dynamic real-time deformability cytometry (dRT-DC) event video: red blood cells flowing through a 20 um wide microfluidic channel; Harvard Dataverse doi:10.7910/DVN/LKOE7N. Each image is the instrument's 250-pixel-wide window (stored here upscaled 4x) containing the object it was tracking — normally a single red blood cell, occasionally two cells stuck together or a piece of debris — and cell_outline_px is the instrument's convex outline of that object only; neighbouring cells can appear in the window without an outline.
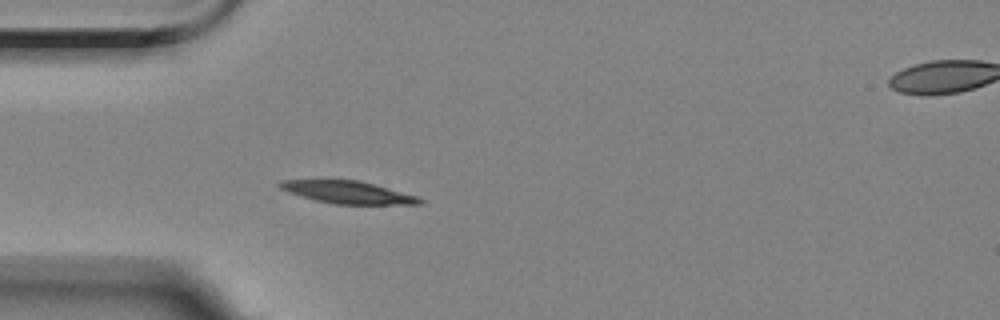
{"species": "Egyptian fruit bat (a non-hibernating species)", "species_latin": "Rousettus aegyptiacus", "temperature_condition": "room temperature", "stored_images_in_passage": 5, "segment_of_instrument_passage": [1, 2], "camera_frame_rate_fps": 3000, "um_per_image_px": 0.085, "animal": {"sex": "female"}, "frame": {"image": 1, "passage_image": 4, "time_ms": 4.667, "image_size_px": [1000, 320], "cell_outline_px": [[424, 204], [332, 204], [316, 200], [288, 192], [280, 188], [276, 184], [280, 180], [360, 180], [420, 196], [424, 200]], "centroid_in_image_um": [29.62, 16.34], "position_along_channel_um": 55.4, "area_um2": 18.44}}